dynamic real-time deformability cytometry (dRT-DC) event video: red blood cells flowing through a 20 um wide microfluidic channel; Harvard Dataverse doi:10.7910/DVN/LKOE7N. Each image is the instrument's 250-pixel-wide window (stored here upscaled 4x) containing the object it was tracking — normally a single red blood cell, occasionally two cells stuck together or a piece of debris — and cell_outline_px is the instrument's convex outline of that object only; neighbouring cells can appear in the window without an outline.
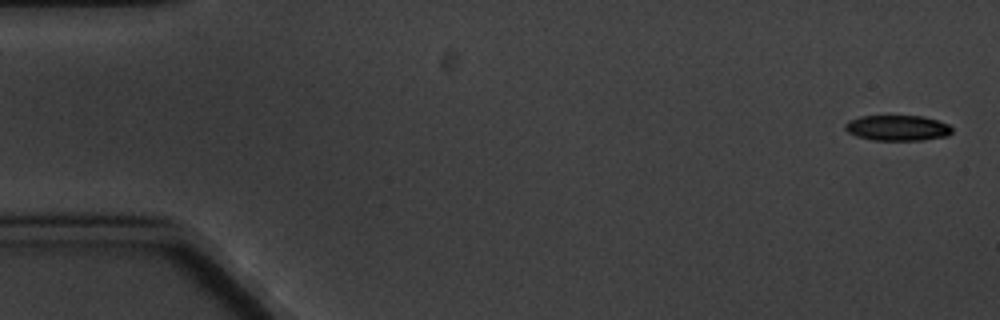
{"species": "common noctule bat (a hibernating species)", "species_latin": "Nyctalus noctula", "temperature_condition": "cold", "stored_images_in_passage": 5, "camera_frame_rate_fps": 3000, "um_per_image_px": 0.085, "animal": {"sex": "male", "body_mass_g": 20.1, "forearm_length_mm": 53.5}, "frame": {"image": 1, "passage_image": 1, "time_ms": 0.0, "image_size_px": [1000, 320], "cell_outline_px": [[952, 132], [948, 136], [920, 140], [872, 140], [856, 136], [848, 132], [844, 128], [844, 124], [848, 120], [860, 116], [920, 116], [936, 120], [948, 124], [952, 128]], "centroid_in_image_um": [76.25, 10.88], "position_along_channel_um": 8.7, "area_um2": 15.9}}
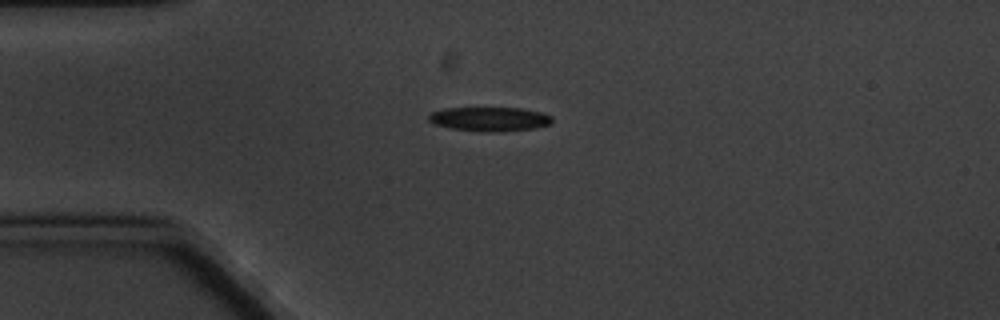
{"frame": {"image": 2, "passage_image": 5, "time_ms": 4.333, "image_size_px": [1000, 320], "cell_outline_px": [[552, 124], [532, 128], [496, 132], [484, 132], [452, 128], [432, 124], [428, 120], [428, 116], [432, 112], [444, 108], [524, 108], [544, 112], [552, 116]], "centroid_in_image_um": [41.63, 10.11], "position_along_channel_um": 43.4, "area_um2": 17.51}}